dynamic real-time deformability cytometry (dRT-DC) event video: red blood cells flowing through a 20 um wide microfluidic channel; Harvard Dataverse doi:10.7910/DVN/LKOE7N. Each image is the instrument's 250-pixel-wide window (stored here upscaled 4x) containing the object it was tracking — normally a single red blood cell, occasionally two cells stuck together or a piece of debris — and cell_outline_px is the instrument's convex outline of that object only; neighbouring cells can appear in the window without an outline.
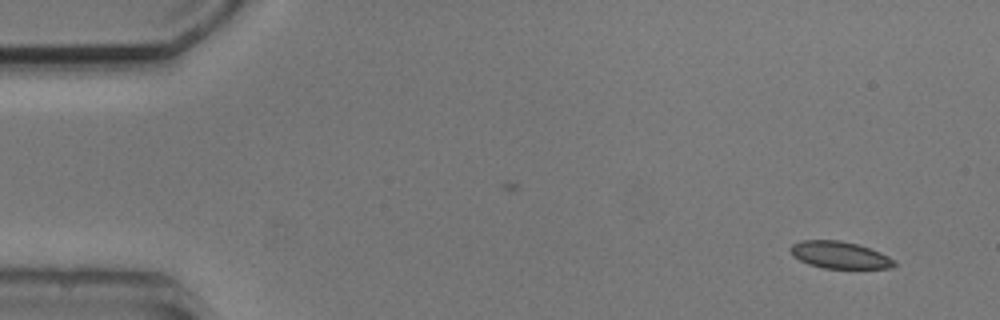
{"species": "common noctule bat (a hibernating species)", "species_latin": "Nyctalus noctula", "temperature_condition": "cold", "stored_images_in_passage": 5, "camera_frame_rate_fps": 3000, "um_per_image_px": 0.085, "animal": {"sex": "male", "body_mass_g": 20.5, "forearm_length_mm": 52.5}, "frame": {"image": 1, "passage_image": 1, "time_ms": 0.0, "image_size_px": [1000, 320], "cell_outline_px": [[896, 264], [892, 268], [824, 268], [808, 264], [792, 256], [788, 248], [792, 244], [800, 240], [840, 240], [856, 244], [880, 252], [896, 260]], "centroid_in_image_um": [71.34, 21.67], "position_along_channel_um": 13.7, "area_um2": 16.42}}
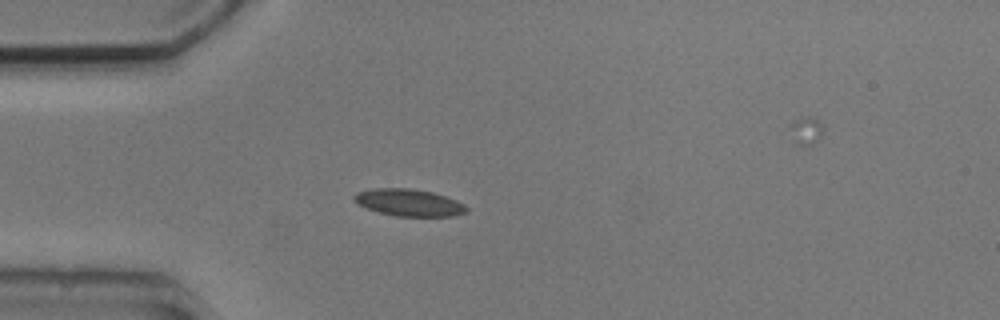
{"frame": {"image": 2, "passage_image": 4, "time_ms": 3.667, "image_size_px": [1000, 320], "cell_outline_px": [[468, 212], [452, 216], [396, 216], [380, 212], [356, 204], [352, 200], [352, 196], [356, 192], [372, 188], [408, 188], [432, 192], [456, 200], [464, 204], [468, 208]], "centroid_in_image_um": [34.72, 17.21], "position_along_channel_um": 50.3, "area_um2": 17.74}}